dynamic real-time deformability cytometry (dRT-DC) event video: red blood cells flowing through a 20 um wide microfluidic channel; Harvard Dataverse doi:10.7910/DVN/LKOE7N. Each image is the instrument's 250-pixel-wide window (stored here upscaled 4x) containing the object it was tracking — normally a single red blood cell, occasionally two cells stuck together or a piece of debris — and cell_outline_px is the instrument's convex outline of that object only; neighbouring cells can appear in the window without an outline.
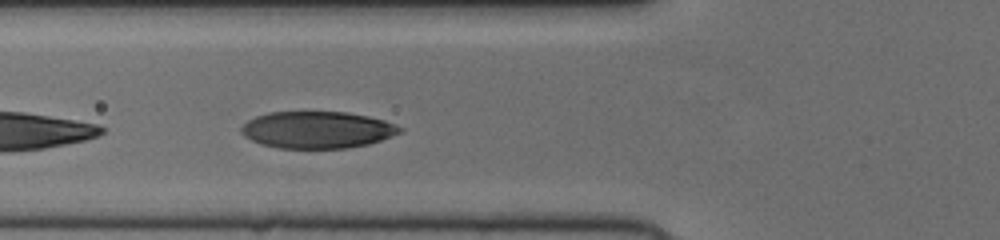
{"species": "human", "species_latin": "Homo sapiens", "temperature_condition": "cold", "stored_images_in_passage": 7, "camera_frame_rate_fps": 3000, "um_per_image_px": 0.085, "donor": {"sex": "female"}, "frame": {"image": 1, "passage_image": 4, "time_ms": 1.0, "image_size_px": [1000, 240], "cell_outline_px": [[404, 132], [368, 144], [348, 148], [276, 148], [260, 144], [244, 136], [240, 132], [240, 128], [248, 120], [256, 116], [268, 112], [348, 112], [368, 116], [384, 120], [396, 124], [404, 128]], "centroid_in_image_um": [26.98, 11.03], "position_along_channel_um": 98.8, "area_um2": 34.33}}